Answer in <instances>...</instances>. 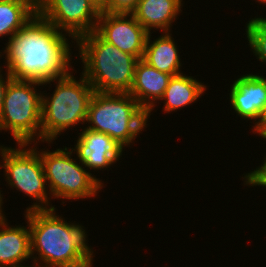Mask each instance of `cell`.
Instances as JSON below:
<instances>
[{
    "label": "cell",
    "mask_w": 266,
    "mask_h": 267,
    "mask_svg": "<svg viewBox=\"0 0 266 267\" xmlns=\"http://www.w3.org/2000/svg\"><path fill=\"white\" fill-rule=\"evenodd\" d=\"M140 0H108V13H128L131 14Z\"/></svg>",
    "instance_id": "cell-21"
},
{
    "label": "cell",
    "mask_w": 266,
    "mask_h": 267,
    "mask_svg": "<svg viewBox=\"0 0 266 267\" xmlns=\"http://www.w3.org/2000/svg\"><path fill=\"white\" fill-rule=\"evenodd\" d=\"M1 181L2 180H0V184H1ZM1 189H3V188H0V219H5L7 216V214L5 213V208H4V206H3V204H5L4 202H5V196H4V194L2 193L3 192V190H1Z\"/></svg>",
    "instance_id": "cell-25"
},
{
    "label": "cell",
    "mask_w": 266,
    "mask_h": 267,
    "mask_svg": "<svg viewBox=\"0 0 266 267\" xmlns=\"http://www.w3.org/2000/svg\"><path fill=\"white\" fill-rule=\"evenodd\" d=\"M30 4L36 11L39 10L40 6L42 5L43 0H23Z\"/></svg>",
    "instance_id": "cell-26"
},
{
    "label": "cell",
    "mask_w": 266,
    "mask_h": 267,
    "mask_svg": "<svg viewBox=\"0 0 266 267\" xmlns=\"http://www.w3.org/2000/svg\"><path fill=\"white\" fill-rule=\"evenodd\" d=\"M252 134H257L256 137H260L261 139L263 138L266 141V111L263 114L262 120L259 123V125L252 130Z\"/></svg>",
    "instance_id": "cell-23"
},
{
    "label": "cell",
    "mask_w": 266,
    "mask_h": 267,
    "mask_svg": "<svg viewBox=\"0 0 266 267\" xmlns=\"http://www.w3.org/2000/svg\"><path fill=\"white\" fill-rule=\"evenodd\" d=\"M5 72V73H4ZM13 79L8 69H5L3 71L2 63L0 64V121L2 116V105L4 100V95L6 88L9 84V82Z\"/></svg>",
    "instance_id": "cell-22"
},
{
    "label": "cell",
    "mask_w": 266,
    "mask_h": 267,
    "mask_svg": "<svg viewBox=\"0 0 266 267\" xmlns=\"http://www.w3.org/2000/svg\"><path fill=\"white\" fill-rule=\"evenodd\" d=\"M93 6L101 13L107 12L108 0H89Z\"/></svg>",
    "instance_id": "cell-24"
},
{
    "label": "cell",
    "mask_w": 266,
    "mask_h": 267,
    "mask_svg": "<svg viewBox=\"0 0 266 267\" xmlns=\"http://www.w3.org/2000/svg\"><path fill=\"white\" fill-rule=\"evenodd\" d=\"M45 143L48 148H39V154L53 201L61 199L63 207L69 200L73 202L72 200L97 198L98 193L107 185L83 165L76 149L72 145L70 148L63 145V148L49 150L51 144L57 145L56 142L43 144Z\"/></svg>",
    "instance_id": "cell-5"
},
{
    "label": "cell",
    "mask_w": 266,
    "mask_h": 267,
    "mask_svg": "<svg viewBox=\"0 0 266 267\" xmlns=\"http://www.w3.org/2000/svg\"><path fill=\"white\" fill-rule=\"evenodd\" d=\"M195 77L197 76L193 77L191 74L188 76L185 72L172 76L162 98L159 100L160 103H158L160 105L163 103L161 112L164 111L166 115L173 114L177 110L197 103L204 93L207 94L209 85Z\"/></svg>",
    "instance_id": "cell-16"
},
{
    "label": "cell",
    "mask_w": 266,
    "mask_h": 267,
    "mask_svg": "<svg viewBox=\"0 0 266 267\" xmlns=\"http://www.w3.org/2000/svg\"><path fill=\"white\" fill-rule=\"evenodd\" d=\"M44 142L16 144L14 147L0 144V172L3 170L4 185L10 190L22 192L32 202L24 210L53 209L52 197L47 187L38 145ZM31 146V147H30Z\"/></svg>",
    "instance_id": "cell-7"
},
{
    "label": "cell",
    "mask_w": 266,
    "mask_h": 267,
    "mask_svg": "<svg viewBox=\"0 0 266 267\" xmlns=\"http://www.w3.org/2000/svg\"><path fill=\"white\" fill-rule=\"evenodd\" d=\"M56 210L23 213L30 228L32 263L42 267H94L96 250L88 244L87 228L67 221Z\"/></svg>",
    "instance_id": "cell-2"
},
{
    "label": "cell",
    "mask_w": 266,
    "mask_h": 267,
    "mask_svg": "<svg viewBox=\"0 0 266 267\" xmlns=\"http://www.w3.org/2000/svg\"><path fill=\"white\" fill-rule=\"evenodd\" d=\"M76 73L77 70L72 68L62 77L43 82V87L47 86L49 91L54 86L55 89L52 94L42 91L41 142H56L67 130H74L80 124L82 128L86 125L94 89L81 73L79 79L78 76L76 78ZM51 83H54L53 86Z\"/></svg>",
    "instance_id": "cell-3"
},
{
    "label": "cell",
    "mask_w": 266,
    "mask_h": 267,
    "mask_svg": "<svg viewBox=\"0 0 266 267\" xmlns=\"http://www.w3.org/2000/svg\"><path fill=\"white\" fill-rule=\"evenodd\" d=\"M172 76L158 71L143 59L138 60L129 94L147 112L148 122L153 112H156L154 110L158 107L157 102L162 98Z\"/></svg>",
    "instance_id": "cell-13"
},
{
    "label": "cell",
    "mask_w": 266,
    "mask_h": 267,
    "mask_svg": "<svg viewBox=\"0 0 266 267\" xmlns=\"http://www.w3.org/2000/svg\"><path fill=\"white\" fill-rule=\"evenodd\" d=\"M151 34H148L142 59L160 72L173 76L183 73L181 52L172 32H162L156 38Z\"/></svg>",
    "instance_id": "cell-17"
},
{
    "label": "cell",
    "mask_w": 266,
    "mask_h": 267,
    "mask_svg": "<svg viewBox=\"0 0 266 267\" xmlns=\"http://www.w3.org/2000/svg\"><path fill=\"white\" fill-rule=\"evenodd\" d=\"M184 3L183 0H140L131 14L148 33L173 32V23L183 12Z\"/></svg>",
    "instance_id": "cell-15"
},
{
    "label": "cell",
    "mask_w": 266,
    "mask_h": 267,
    "mask_svg": "<svg viewBox=\"0 0 266 267\" xmlns=\"http://www.w3.org/2000/svg\"><path fill=\"white\" fill-rule=\"evenodd\" d=\"M70 39L37 12L0 50L3 69L17 80L43 83L62 77L76 64L72 56L75 42Z\"/></svg>",
    "instance_id": "cell-1"
},
{
    "label": "cell",
    "mask_w": 266,
    "mask_h": 267,
    "mask_svg": "<svg viewBox=\"0 0 266 267\" xmlns=\"http://www.w3.org/2000/svg\"><path fill=\"white\" fill-rule=\"evenodd\" d=\"M259 16V17H258ZM266 17V15H265ZM263 15H258L250 19L245 23V33L249 50L253 53L257 61L260 62V66L266 65V18Z\"/></svg>",
    "instance_id": "cell-19"
},
{
    "label": "cell",
    "mask_w": 266,
    "mask_h": 267,
    "mask_svg": "<svg viewBox=\"0 0 266 267\" xmlns=\"http://www.w3.org/2000/svg\"><path fill=\"white\" fill-rule=\"evenodd\" d=\"M23 217L26 223L14 226L8 218L0 219V267H19L32 263L30 228L27 217Z\"/></svg>",
    "instance_id": "cell-14"
},
{
    "label": "cell",
    "mask_w": 266,
    "mask_h": 267,
    "mask_svg": "<svg viewBox=\"0 0 266 267\" xmlns=\"http://www.w3.org/2000/svg\"><path fill=\"white\" fill-rule=\"evenodd\" d=\"M81 74L94 92L129 93L138 58L103 40L95 31L79 37L75 43ZM79 57V58H78ZM84 65V66H83Z\"/></svg>",
    "instance_id": "cell-4"
},
{
    "label": "cell",
    "mask_w": 266,
    "mask_h": 267,
    "mask_svg": "<svg viewBox=\"0 0 266 267\" xmlns=\"http://www.w3.org/2000/svg\"><path fill=\"white\" fill-rule=\"evenodd\" d=\"M19 267H42V266H40V265H38V264H35V263H32V264H27V265H24V266H19Z\"/></svg>",
    "instance_id": "cell-28"
},
{
    "label": "cell",
    "mask_w": 266,
    "mask_h": 267,
    "mask_svg": "<svg viewBox=\"0 0 266 267\" xmlns=\"http://www.w3.org/2000/svg\"><path fill=\"white\" fill-rule=\"evenodd\" d=\"M229 88L227 100L233 113L236 118L250 121V129L254 130L266 111V77L253 72L238 75Z\"/></svg>",
    "instance_id": "cell-11"
},
{
    "label": "cell",
    "mask_w": 266,
    "mask_h": 267,
    "mask_svg": "<svg viewBox=\"0 0 266 267\" xmlns=\"http://www.w3.org/2000/svg\"><path fill=\"white\" fill-rule=\"evenodd\" d=\"M37 12L74 42L94 31L100 16L89 0H43Z\"/></svg>",
    "instance_id": "cell-9"
},
{
    "label": "cell",
    "mask_w": 266,
    "mask_h": 267,
    "mask_svg": "<svg viewBox=\"0 0 266 267\" xmlns=\"http://www.w3.org/2000/svg\"><path fill=\"white\" fill-rule=\"evenodd\" d=\"M42 86L35 80L12 79L6 88L0 132L11 134L15 144L41 142Z\"/></svg>",
    "instance_id": "cell-8"
},
{
    "label": "cell",
    "mask_w": 266,
    "mask_h": 267,
    "mask_svg": "<svg viewBox=\"0 0 266 267\" xmlns=\"http://www.w3.org/2000/svg\"><path fill=\"white\" fill-rule=\"evenodd\" d=\"M78 129L80 133L76 136L74 141V148L76 149L83 165L90 172L111 170L115 164H119L122 160L123 153L125 155V147L117 140L112 139L105 133L96 132L86 128ZM94 170V171H93Z\"/></svg>",
    "instance_id": "cell-12"
},
{
    "label": "cell",
    "mask_w": 266,
    "mask_h": 267,
    "mask_svg": "<svg viewBox=\"0 0 266 267\" xmlns=\"http://www.w3.org/2000/svg\"><path fill=\"white\" fill-rule=\"evenodd\" d=\"M254 2L259 3V5H262L263 4L262 10H263V7L266 5V0H255Z\"/></svg>",
    "instance_id": "cell-27"
},
{
    "label": "cell",
    "mask_w": 266,
    "mask_h": 267,
    "mask_svg": "<svg viewBox=\"0 0 266 267\" xmlns=\"http://www.w3.org/2000/svg\"><path fill=\"white\" fill-rule=\"evenodd\" d=\"M147 123V112L129 93L94 92L84 128L105 133L125 148H131L149 127Z\"/></svg>",
    "instance_id": "cell-6"
},
{
    "label": "cell",
    "mask_w": 266,
    "mask_h": 267,
    "mask_svg": "<svg viewBox=\"0 0 266 267\" xmlns=\"http://www.w3.org/2000/svg\"><path fill=\"white\" fill-rule=\"evenodd\" d=\"M94 31L121 51L143 58L149 33L132 14L101 12Z\"/></svg>",
    "instance_id": "cell-10"
},
{
    "label": "cell",
    "mask_w": 266,
    "mask_h": 267,
    "mask_svg": "<svg viewBox=\"0 0 266 267\" xmlns=\"http://www.w3.org/2000/svg\"><path fill=\"white\" fill-rule=\"evenodd\" d=\"M37 11L23 0H0V39L7 42ZM7 38V39H6Z\"/></svg>",
    "instance_id": "cell-18"
},
{
    "label": "cell",
    "mask_w": 266,
    "mask_h": 267,
    "mask_svg": "<svg viewBox=\"0 0 266 267\" xmlns=\"http://www.w3.org/2000/svg\"><path fill=\"white\" fill-rule=\"evenodd\" d=\"M262 163L256 166L255 169L250 170V172L242 174V185L245 187H263L266 188V153L264 158L261 160ZM244 175V176H243Z\"/></svg>",
    "instance_id": "cell-20"
}]
</instances>
